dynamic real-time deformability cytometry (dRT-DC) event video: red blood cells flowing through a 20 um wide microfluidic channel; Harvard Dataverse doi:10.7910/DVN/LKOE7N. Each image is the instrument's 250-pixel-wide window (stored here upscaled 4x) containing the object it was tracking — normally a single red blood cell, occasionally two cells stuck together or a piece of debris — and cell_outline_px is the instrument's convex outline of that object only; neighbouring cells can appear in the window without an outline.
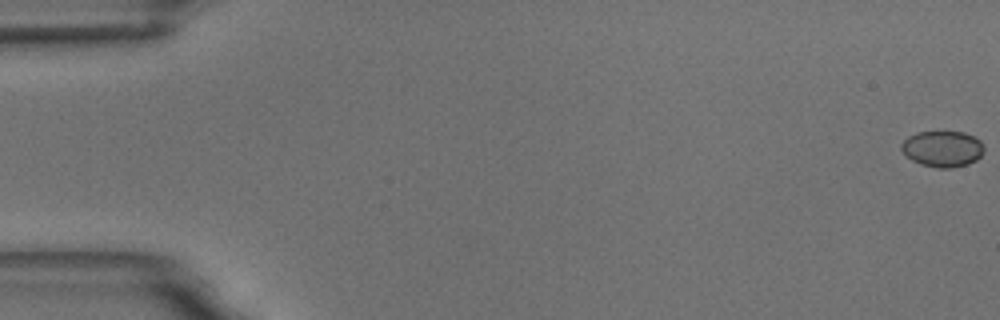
{"species": "common noctule bat (a hibernating species)", "species_latin": "Nyctalus noctula", "temperature_condition": "room temperature", "stored_images_in_passage": 59, "camera_frame_rate_fps": 3000, "um_per_image_px": 0.085, "animal": {"sex": "male", "body_mass_g": 18.8}, "frame": {"image": 1, "passage_image": 1, "time_ms": 0.0, "image_size_px": [1000, 320], "cell_outline_px": [[984, 152], [976, 160], [968, 164], [952, 168], [936, 168], [920, 164], [912, 160], [900, 148], [900, 144], [908, 136], [920, 132], [964, 132], [980, 140], [984, 144]], "centroid_in_image_um": [80.13, 12.66], "position_along_channel_um": 4.9, "area_um2": 17.4}}
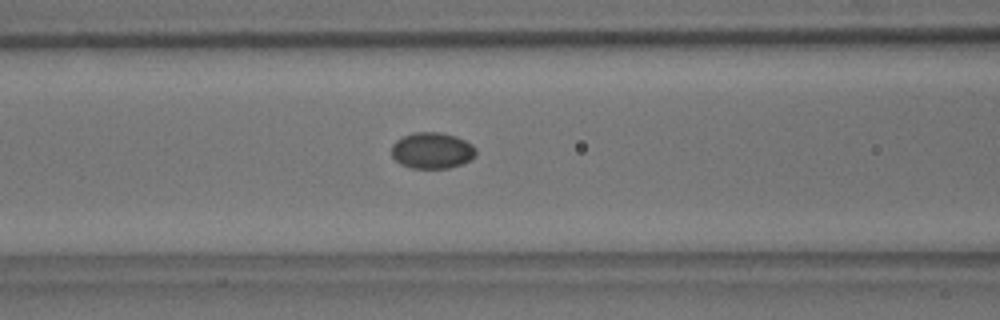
{"frame": {"image": 2, "passage_image": 25, "time_ms": 8.0, "image_size_px": [1000, 320], "cell_outline_px": [[476, 156], [460, 164], [448, 168], [412, 168], [400, 164], [392, 156], [392, 144], [396, 140], [404, 136], [416, 132], [440, 132], [456, 136], [472, 144], [476, 148]], "centroid_in_image_um": [36.73, 12.79], "position_along_channel_um": 129.9, "area_um2": 17.74}}
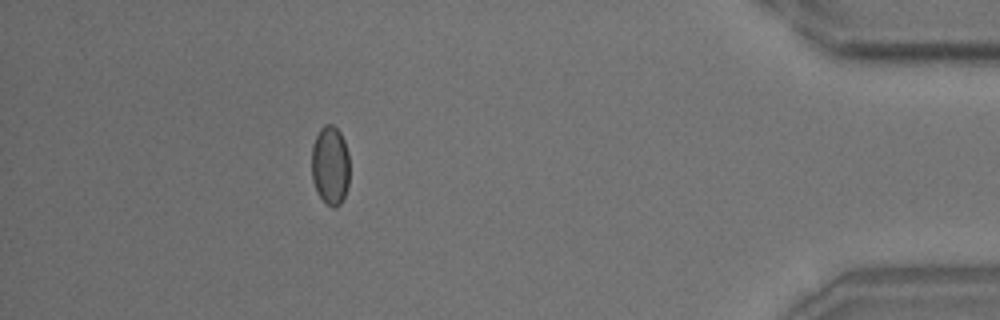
{"frame": {"image": 3, "passage_image": 53, "time_ms": 17.333, "image_size_px": [1000, 320], "cell_outline_px": [[348, 184], [344, 196], [340, 204], [336, 208], [332, 208], [324, 204], [316, 192], [312, 180], [312, 144], [320, 128], [324, 124], [332, 124], [340, 132], [344, 140], [348, 152]], "centroid_in_image_um": [28.05, 14.08], "position_along_channel_um": 407.2, "area_um2": 17.74}, "authors_computed_cell_mechanics": {"area_um2": 17.5712, "velocity_mm_per_s": 3.5058, "shape_relaxation_time_tau1_ms": 7.2001, "shape_relaxation_time_tau2_ms": null, "deformation_change_tau1": 0.0778, "deformation_change_tau2": null}}